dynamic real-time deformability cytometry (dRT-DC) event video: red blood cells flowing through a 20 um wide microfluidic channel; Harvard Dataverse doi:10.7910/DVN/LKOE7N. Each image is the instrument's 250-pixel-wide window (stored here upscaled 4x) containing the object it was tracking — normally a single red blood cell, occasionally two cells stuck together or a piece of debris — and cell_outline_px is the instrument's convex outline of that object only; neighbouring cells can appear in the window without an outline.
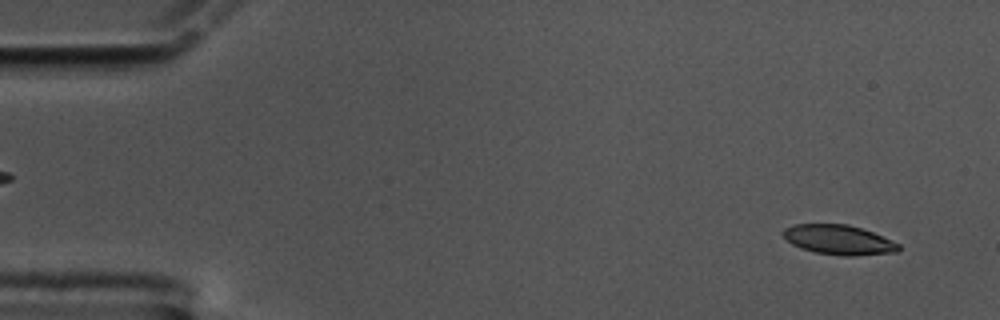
{"species": "common noctule bat (a hibernating species)", "species_latin": "Nyctalus noctula", "temperature_condition": "cold", "stored_images_in_passage": 44, "camera_frame_rate_fps": 3000, "um_per_image_px": 0.085, "animal": {"sex": "male", "body_mass_g": 17.5, "forearm_length_mm": 52.3}, "frame": {"image": 1, "passage_image": 3, "time_ms": 0.667, "image_size_px": [1000, 320], "cell_outline_px": [[900, 248], [880, 252], [820, 252], [796, 244], [784, 232], [792, 228], [804, 224], [840, 224], [856, 228], [880, 236], [896, 244]], "centroid_in_image_um": [71.26, 20.31], "position_along_channel_um": 13.7, "area_um2": 16.65}}
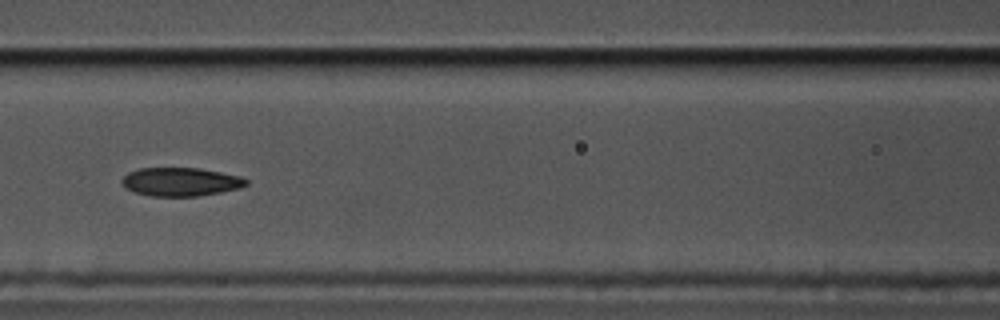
{"frame": {"image": 2, "passage_image": 25, "time_ms": 8.0, "image_size_px": [1000, 320], "cell_outline_px": [[244, 184], [212, 192], [184, 196], [168, 196], [140, 192], [124, 184], [124, 180], [132, 172], [148, 168], [188, 168], [212, 172], [232, 176], [244, 180]], "centroid_in_image_um": [15.25, 15.43], "position_along_channel_um": 151.3, "area_um2": 17.92}}
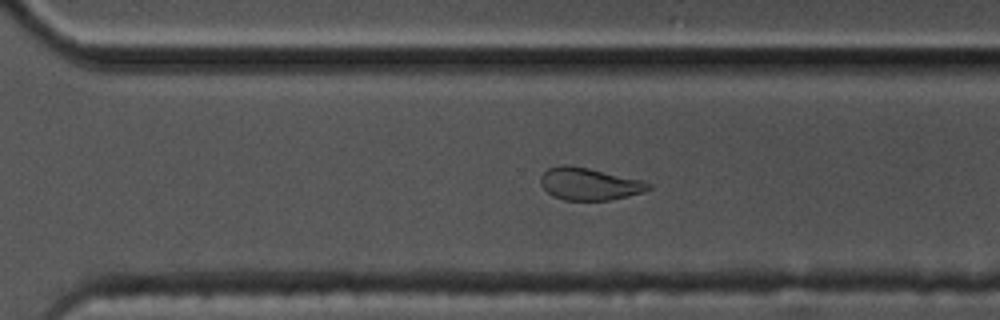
{"frame": {"image": 3, "passage_image": 40, "time_ms": 13.0, "image_size_px": [1000, 320], "cell_outline_px": [[636, 192], [604, 200], [572, 200], [556, 196], [552, 192], [552, 168], [584, 168], [624, 180]], "centroid_in_image_um": [49.91, 15.72], "position_along_channel_um": 320.7, "area_um2": 14.8}, "authors_computed_cell_mechanics": {"area_um2": 17.3978, "velocity_mm_per_s": 3.3953, "shape_relaxation_time_tau1_ms": null, "shape_relaxation_time_tau2_ms": 6.5463, "deformation_change_tau1": null, "deformation_change_tau2": 0.1208}}